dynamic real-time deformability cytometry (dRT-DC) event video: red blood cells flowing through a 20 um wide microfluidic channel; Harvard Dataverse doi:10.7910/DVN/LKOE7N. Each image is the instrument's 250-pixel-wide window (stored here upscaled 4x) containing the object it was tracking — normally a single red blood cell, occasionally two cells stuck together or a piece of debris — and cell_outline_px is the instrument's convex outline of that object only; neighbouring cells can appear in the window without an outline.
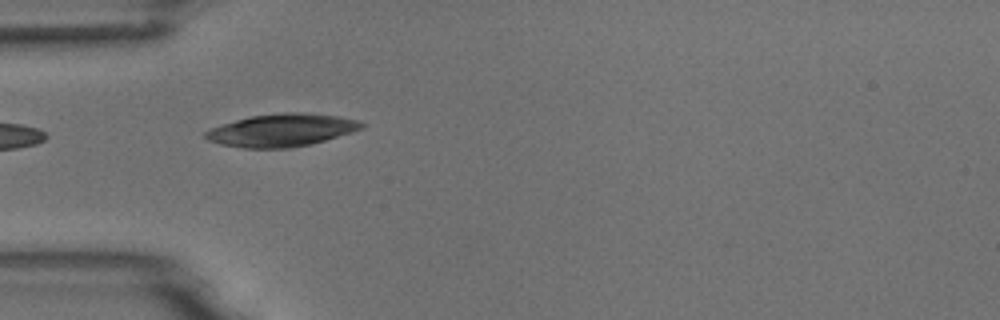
{"species": "common noctule bat (a hibernating species)", "species_latin": "Nyctalus noctula", "temperature_condition": "room temperature", "stored_images_in_passage": 4, "camera_frame_rate_fps": 3000, "um_per_image_px": 0.085, "animal": {"sex": "male", "body_mass_g": 18.8}, "frame": {"image": 1, "passage_image": 4, "time_ms": 3.667, "image_size_px": [1000, 320], "cell_outline_px": [[364, 128], [352, 132], [324, 140], [308, 144], [288, 148], [244, 148], [220, 144], [208, 140], [204, 136], [204, 132], [212, 128], [236, 120], [252, 116], [284, 112], [304, 112], [340, 116], [356, 120], [364, 124]], "centroid_in_image_um": [23.95, 11.06], "position_along_channel_um": 61.1, "area_um2": 29.42}}